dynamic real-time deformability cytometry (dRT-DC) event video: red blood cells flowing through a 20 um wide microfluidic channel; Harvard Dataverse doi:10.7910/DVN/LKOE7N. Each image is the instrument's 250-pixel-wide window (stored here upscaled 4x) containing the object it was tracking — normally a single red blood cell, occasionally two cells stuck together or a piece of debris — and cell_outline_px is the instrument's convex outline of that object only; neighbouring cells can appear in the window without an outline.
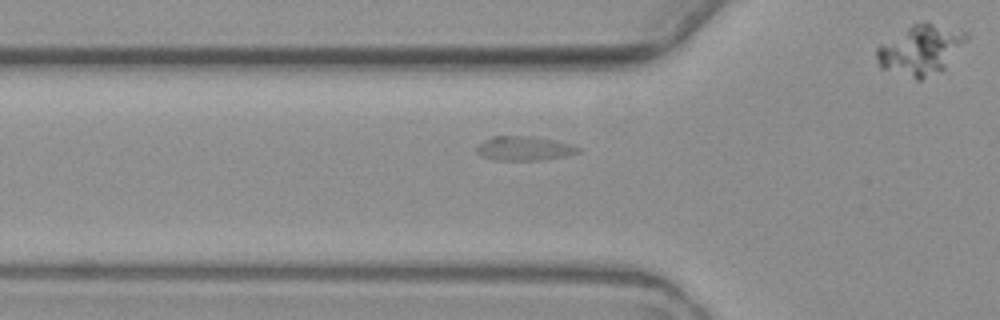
{"species": "common noctule bat (a hibernating species)", "species_latin": "Nyctalus noctula", "temperature_condition": "warm", "stored_images_in_passage": 3, "segment_of_instrument_passage": [2, 2], "camera_frame_rate_fps": 3000, "um_per_image_px": 0.085, "animal": {"sex": "female", "body_mass_g": 19.3, "forearm_length_mm": 54.1}, "frame": {"image": 1, "passage_image": 3, "time_ms": 2.333, "image_size_px": [1000, 320], "cell_outline_px": [[580, 152], [564, 156], [540, 160], [496, 160], [480, 156], [476, 152], [476, 148], [484, 140], [492, 136], [532, 136], [552, 140], [568, 144], [580, 148]], "centroid_in_image_um": [44.5, 12.62], "position_along_channel_um": 81.3, "area_um2": 14.16}}